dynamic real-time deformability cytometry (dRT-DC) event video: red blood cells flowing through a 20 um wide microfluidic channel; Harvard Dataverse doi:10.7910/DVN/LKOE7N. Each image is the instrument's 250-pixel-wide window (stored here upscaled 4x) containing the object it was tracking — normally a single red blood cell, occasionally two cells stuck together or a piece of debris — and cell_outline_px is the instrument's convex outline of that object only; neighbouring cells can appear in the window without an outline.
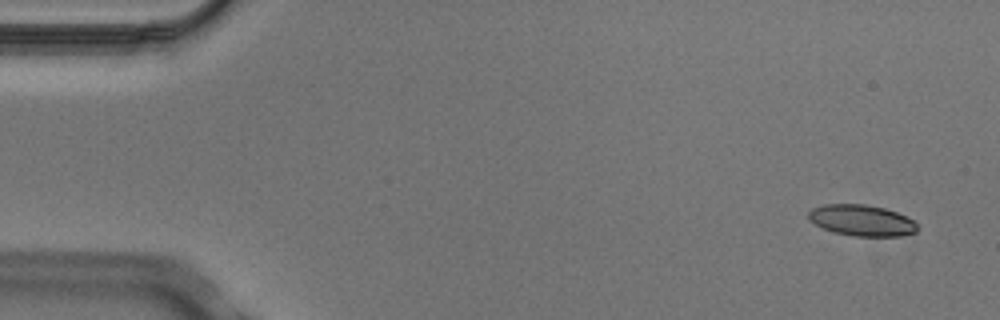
{"species": "Egyptian fruit bat (a non-hibernating species)", "species_latin": "Rousettus aegyptiacus", "temperature_condition": "cold", "stored_images_in_passage": 4, "camera_frame_rate_fps": 3000, "um_per_image_px": 0.085, "animal": {"sex": "male"}, "frame": {"image": 1, "passage_image": 1, "time_ms": 0.0, "image_size_px": [1000, 320], "cell_outline_px": [[920, 228], [916, 232], [900, 236], [852, 236], [832, 232], [808, 220], [808, 212], [812, 208], [824, 204], [864, 204], [884, 208], [896, 212], [920, 224]], "centroid_in_image_um": [73.25, 18.74], "position_along_channel_um": 11.7, "area_um2": 19.88}}